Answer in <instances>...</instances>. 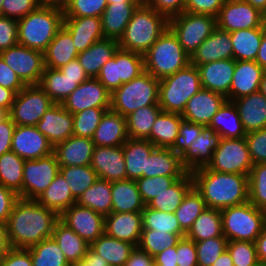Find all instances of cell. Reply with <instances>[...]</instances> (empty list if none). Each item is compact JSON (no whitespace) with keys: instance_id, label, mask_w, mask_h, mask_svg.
<instances>
[{"instance_id":"cell-1","label":"cell","mask_w":266,"mask_h":266,"mask_svg":"<svg viewBox=\"0 0 266 266\" xmlns=\"http://www.w3.org/2000/svg\"><path fill=\"white\" fill-rule=\"evenodd\" d=\"M59 215L36 200L19 198L7 220L11 248H29L52 237Z\"/></svg>"},{"instance_id":"cell-2","label":"cell","mask_w":266,"mask_h":266,"mask_svg":"<svg viewBox=\"0 0 266 266\" xmlns=\"http://www.w3.org/2000/svg\"><path fill=\"white\" fill-rule=\"evenodd\" d=\"M194 187L207 208L224 209L248 202V175L212 171L201 167L191 172Z\"/></svg>"},{"instance_id":"cell-3","label":"cell","mask_w":266,"mask_h":266,"mask_svg":"<svg viewBox=\"0 0 266 266\" xmlns=\"http://www.w3.org/2000/svg\"><path fill=\"white\" fill-rule=\"evenodd\" d=\"M168 28V19L148 5H138L123 35L119 48L144 55Z\"/></svg>"},{"instance_id":"cell-4","label":"cell","mask_w":266,"mask_h":266,"mask_svg":"<svg viewBox=\"0 0 266 266\" xmlns=\"http://www.w3.org/2000/svg\"><path fill=\"white\" fill-rule=\"evenodd\" d=\"M63 9L42 6L17 20L18 44L44 52L63 26Z\"/></svg>"},{"instance_id":"cell-5","label":"cell","mask_w":266,"mask_h":266,"mask_svg":"<svg viewBox=\"0 0 266 266\" xmlns=\"http://www.w3.org/2000/svg\"><path fill=\"white\" fill-rule=\"evenodd\" d=\"M189 64L190 56L169 28L144 54L145 71L159 80L173 75Z\"/></svg>"},{"instance_id":"cell-6","label":"cell","mask_w":266,"mask_h":266,"mask_svg":"<svg viewBox=\"0 0 266 266\" xmlns=\"http://www.w3.org/2000/svg\"><path fill=\"white\" fill-rule=\"evenodd\" d=\"M201 88L198 67L189 64L160 80L158 104L164 112L182 114L187 101Z\"/></svg>"},{"instance_id":"cell-7","label":"cell","mask_w":266,"mask_h":266,"mask_svg":"<svg viewBox=\"0 0 266 266\" xmlns=\"http://www.w3.org/2000/svg\"><path fill=\"white\" fill-rule=\"evenodd\" d=\"M159 84V79L143 72L111 93L110 109L126 117L141 107L159 105Z\"/></svg>"},{"instance_id":"cell-8","label":"cell","mask_w":266,"mask_h":266,"mask_svg":"<svg viewBox=\"0 0 266 266\" xmlns=\"http://www.w3.org/2000/svg\"><path fill=\"white\" fill-rule=\"evenodd\" d=\"M222 231L227 241L255 242L266 225V211L249 201L221 209Z\"/></svg>"},{"instance_id":"cell-9","label":"cell","mask_w":266,"mask_h":266,"mask_svg":"<svg viewBox=\"0 0 266 266\" xmlns=\"http://www.w3.org/2000/svg\"><path fill=\"white\" fill-rule=\"evenodd\" d=\"M168 28L191 57L216 28V17L183 12L168 20Z\"/></svg>"},{"instance_id":"cell-10","label":"cell","mask_w":266,"mask_h":266,"mask_svg":"<svg viewBox=\"0 0 266 266\" xmlns=\"http://www.w3.org/2000/svg\"><path fill=\"white\" fill-rule=\"evenodd\" d=\"M145 72L144 55L118 48L114 56L101 68L96 77L112 93L123 83Z\"/></svg>"},{"instance_id":"cell-11","label":"cell","mask_w":266,"mask_h":266,"mask_svg":"<svg viewBox=\"0 0 266 266\" xmlns=\"http://www.w3.org/2000/svg\"><path fill=\"white\" fill-rule=\"evenodd\" d=\"M248 144L243 138H221L207 169L222 173L248 175L253 167Z\"/></svg>"},{"instance_id":"cell-12","label":"cell","mask_w":266,"mask_h":266,"mask_svg":"<svg viewBox=\"0 0 266 266\" xmlns=\"http://www.w3.org/2000/svg\"><path fill=\"white\" fill-rule=\"evenodd\" d=\"M54 104L39 85H26L16 94L8 115L15 125L36 126Z\"/></svg>"},{"instance_id":"cell-13","label":"cell","mask_w":266,"mask_h":266,"mask_svg":"<svg viewBox=\"0 0 266 266\" xmlns=\"http://www.w3.org/2000/svg\"><path fill=\"white\" fill-rule=\"evenodd\" d=\"M59 163L53 153L34 160H25L22 199L36 200L59 173Z\"/></svg>"},{"instance_id":"cell-14","label":"cell","mask_w":266,"mask_h":266,"mask_svg":"<svg viewBox=\"0 0 266 266\" xmlns=\"http://www.w3.org/2000/svg\"><path fill=\"white\" fill-rule=\"evenodd\" d=\"M0 56L26 85H39L45 69L44 52L17 44Z\"/></svg>"},{"instance_id":"cell-15","label":"cell","mask_w":266,"mask_h":266,"mask_svg":"<svg viewBox=\"0 0 266 266\" xmlns=\"http://www.w3.org/2000/svg\"><path fill=\"white\" fill-rule=\"evenodd\" d=\"M264 25V13L244 0H226L216 16V27L232 32Z\"/></svg>"},{"instance_id":"cell-16","label":"cell","mask_w":266,"mask_h":266,"mask_svg":"<svg viewBox=\"0 0 266 266\" xmlns=\"http://www.w3.org/2000/svg\"><path fill=\"white\" fill-rule=\"evenodd\" d=\"M62 106L71 114L88 108H110L111 93L97 78H89L62 102Z\"/></svg>"},{"instance_id":"cell-17","label":"cell","mask_w":266,"mask_h":266,"mask_svg":"<svg viewBox=\"0 0 266 266\" xmlns=\"http://www.w3.org/2000/svg\"><path fill=\"white\" fill-rule=\"evenodd\" d=\"M59 219L89 244L104 234L105 217L88 207L75 203Z\"/></svg>"},{"instance_id":"cell-18","label":"cell","mask_w":266,"mask_h":266,"mask_svg":"<svg viewBox=\"0 0 266 266\" xmlns=\"http://www.w3.org/2000/svg\"><path fill=\"white\" fill-rule=\"evenodd\" d=\"M53 146L36 126L16 125L11 151L24 160H34L53 153Z\"/></svg>"},{"instance_id":"cell-19","label":"cell","mask_w":266,"mask_h":266,"mask_svg":"<svg viewBox=\"0 0 266 266\" xmlns=\"http://www.w3.org/2000/svg\"><path fill=\"white\" fill-rule=\"evenodd\" d=\"M73 116L62 104L52 105L36 124L53 148L73 136Z\"/></svg>"},{"instance_id":"cell-20","label":"cell","mask_w":266,"mask_h":266,"mask_svg":"<svg viewBox=\"0 0 266 266\" xmlns=\"http://www.w3.org/2000/svg\"><path fill=\"white\" fill-rule=\"evenodd\" d=\"M90 166L99 179L108 182L127 180L125 158L122 146L94 148Z\"/></svg>"},{"instance_id":"cell-21","label":"cell","mask_w":266,"mask_h":266,"mask_svg":"<svg viewBox=\"0 0 266 266\" xmlns=\"http://www.w3.org/2000/svg\"><path fill=\"white\" fill-rule=\"evenodd\" d=\"M226 100L220 93L201 88L187 101L181 116L193 123L209 126L213 116Z\"/></svg>"},{"instance_id":"cell-22","label":"cell","mask_w":266,"mask_h":266,"mask_svg":"<svg viewBox=\"0 0 266 266\" xmlns=\"http://www.w3.org/2000/svg\"><path fill=\"white\" fill-rule=\"evenodd\" d=\"M220 140L221 136L214 129L205 126L196 141L180 156L182 166L187 172L206 167Z\"/></svg>"},{"instance_id":"cell-23","label":"cell","mask_w":266,"mask_h":266,"mask_svg":"<svg viewBox=\"0 0 266 266\" xmlns=\"http://www.w3.org/2000/svg\"><path fill=\"white\" fill-rule=\"evenodd\" d=\"M143 230L141 212H111L105 216L104 233L138 246Z\"/></svg>"},{"instance_id":"cell-24","label":"cell","mask_w":266,"mask_h":266,"mask_svg":"<svg viewBox=\"0 0 266 266\" xmlns=\"http://www.w3.org/2000/svg\"><path fill=\"white\" fill-rule=\"evenodd\" d=\"M265 70L256 61H235L234 74L226 99L233 101L258 92Z\"/></svg>"},{"instance_id":"cell-25","label":"cell","mask_w":266,"mask_h":266,"mask_svg":"<svg viewBox=\"0 0 266 266\" xmlns=\"http://www.w3.org/2000/svg\"><path fill=\"white\" fill-rule=\"evenodd\" d=\"M233 59L230 32L216 27L190 57V64L204 65L216 60Z\"/></svg>"},{"instance_id":"cell-26","label":"cell","mask_w":266,"mask_h":266,"mask_svg":"<svg viewBox=\"0 0 266 266\" xmlns=\"http://www.w3.org/2000/svg\"><path fill=\"white\" fill-rule=\"evenodd\" d=\"M63 26L70 32L78 53L104 38L101 17H64Z\"/></svg>"},{"instance_id":"cell-27","label":"cell","mask_w":266,"mask_h":266,"mask_svg":"<svg viewBox=\"0 0 266 266\" xmlns=\"http://www.w3.org/2000/svg\"><path fill=\"white\" fill-rule=\"evenodd\" d=\"M235 60H216L204 65H199L201 86L224 95L229 94L234 74Z\"/></svg>"},{"instance_id":"cell-28","label":"cell","mask_w":266,"mask_h":266,"mask_svg":"<svg viewBox=\"0 0 266 266\" xmlns=\"http://www.w3.org/2000/svg\"><path fill=\"white\" fill-rule=\"evenodd\" d=\"M95 145L91 138L71 136L57 144L53 152L60 167L86 166L91 164Z\"/></svg>"},{"instance_id":"cell-29","label":"cell","mask_w":266,"mask_h":266,"mask_svg":"<svg viewBox=\"0 0 266 266\" xmlns=\"http://www.w3.org/2000/svg\"><path fill=\"white\" fill-rule=\"evenodd\" d=\"M128 138L126 117L109 109L101 117L91 139L95 147H115L122 146Z\"/></svg>"},{"instance_id":"cell-30","label":"cell","mask_w":266,"mask_h":266,"mask_svg":"<svg viewBox=\"0 0 266 266\" xmlns=\"http://www.w3.org/2000/svg\"><path fill=\"white\" fill-rule=\"evenodd\" d=\"M246 133L266 128V96L260 91L233 100Z\"/></svg>"},{"instance_id":"cell-31","label":"cell","mask_w":266,"mask_h":266,"mask_svg":"<svg viewBox=\"0 0 266 266\" xmlns=\"http://www.w3.org/2000/svg\"><path fill=\"white\" fill-rule=\"evenodd\" d=\"M118 48V40L103 38L80 52L77 59L88 77L96 78L102 66L114 56Z\"/></svg>"},{"instance_id":"cell-32","label":"cell","mask_w":266,"mask_h":266,"mask_svg":"<svg viewBox=\"0 0 266 266\" xmlns=\"http://www.w3.org/2000/svg\"><path fill=\"white\" fill-rule=\"evenodd\" d=\"M137 6L135 2L108 3L101 16L104 38L119 40Z\"/></svg>"},{"instance_id":"cell-33","label":"cell","mask_w":266,"mask_h":266,"mask_svg":"<svg viewBox=\"0 0 266 266\" xmlns=\"http://www.w3.org/2000/svg\"><path fill=\"white\" fill-rule=\"evenodd\" d=\"M156 148L148 140L130 139L122 145L125 158L127 179L136 180L146 177L147 160L151 152Z\"/></svg>"},{"instance_id":"cell-34","label":"cell","mask_w":266,"mask_h":266,"mask_svg":"<svg viewBox=\"0 0 266 266\" xmlns=\"http://www.w3.org/2000/svg\"><path fill=\"white\" fill-rule=\"evenodd\" d=\"M52 238L57 242L67 261L76 266L84 260L90 244L64 224L60 219L55 223Z\"/></svg>"},{"instance_id":"cell-35","label":"cell","mask_w":266,"mask_h":266,"mask_svg":"<svg viewBox=\"0 0 266 266\" xmlns=\"http://www.w3.org/2000/svg\"><path fill=\"white\" fill-rule=\"evenodd\" d=\"M78 54L70 32L62 26L44 51L45 67L59 69L76 59Z\"/></svg>"},{"instance_id":"cell-36","label":"cell","mask_w":266,"mask_h":266,"mask_svg":"<svg viewBox=\"0 0 266 266\" xmlns=\"http://www.w3.org/2000/svg\"><path fill=\"white\" fill-rule=\"evenodd\" d=\"M112 210L114 213L142 212L143 203L135 180L111 182Z\"/></svg>"},{"instance_id":"cell-37","label":"cell","mask_w":266,"mask_h":266,"mask_svg":"<svg viewBox=\"0 0 266 266\" xmlns=\"http://www.w3.org/2000/svg\"><path fill=\"white\" fill-rule=\"evenodd\" d=\"M186 172L180 156L170 148L156 147L147 160L146 177L183 176Z\"/></svg>"},{"instance_id":"cell-38","label":"cell","mask_w":266,"mask_h":266,"mask_svg":"<svg viewBox=\"0 0 266 266\" xmlns=\"http://www.w3.org/2000/svg\"><path fill=\"white\" fill-rule=\"evenodd\" d=\"M208 127L214 129L221 138L235 139L246 136L237 107L229 100L219 108Z\"/></svg>"},{"instance_id":"cell-39","label":"cell","mask_w":266,"mask_h":266,"mask_svg":"<svg viewBox=\"0 0 266 266\" xmlns=\"http://www.w3.org/2000/svg\"><path fill=\"white\" fill-rule=\"evenodd\" d=\"M266 27L235 30L230 32L235 61H255L261 44L263 31Z\"/></svg>"},{"instance_id":"cell-40","label":"cell","mask_w":266,"mask_h":266,"mask_svg":"<svg viewBox=\"0 0 266 266\" xmlns=\"http://www.w3.org/2000/svg\"><path fill=\"white\" fill-rule=\"evenodd\" d=\"M134 248L133 244L113 238L106 233L90 244V249L102 256L108 266H124Z\"/></svg>"},{"instance_id":"cell-41","label":"cell","mask_w":266,"mask_h":266,"mask_svg":"<svg viewBox=\"0 0 266 266\" xmlns=\"http://www.w3.org/2000/svg\"><path fill=\"white\" fill-rule=\"evenodd\" d=\"M194 186L191 172H186L167 190L154 197L147 206L163 212L175 213L187 192Z\"/></svg>"},{"instance_id":"cell-42","label":"cell","mask_w":266,"mask_h":266,"mask_svg":"<svg viewBox=\"0 0 266 266\" xmlns=\"http://www.w3.org/2000/svg\"><path fill=\"white\" fill-rule=\"evenodd\" d=\"M182 119L181 114L162 111L156 118L146 140L157 148H171L179 134Z\"/></svg>"},{"instance_id":"cell-43","label":"cell","mask_w":266,"mask_h":266,"mask_svg":"<svg viewBox=\"0 0 266 266\" xmlns=\"http://www.w3.org/2000/svg\"><path fill=\"white\" fill-rule=\"evenodd\" d=\"M36 201L54 210L59 216L76 203L68 183L60 172Z\"/></svg>"},{"instance_id":"cell-44","label":"cell","mask_w":266,"mask_h":266,"mask_svg":"<svg viewBox=\"0 0 266 266\" xmlns=\"http://www.w3.org/2000/svg\"><path fill=\"white\" fill-rule=\"evenodd\" d=\"M78 85V79L67 77L59 69L46 67L39 83V86L56 104H62Z\"/></svg>"},{"instance_id":"cell-45","label":"cell","mask_w":266,"mask_h":266,"mask_svg":"<svg viewBox=\"0 0 266 266\" xmlns=\"http://www.w3.org/2000/svg\"><path fill=\"white\" fill-rule=\"evenodd\" d=\"M76 204L88 207L104 217L109 215L112 210L111 182L98 178L78 197Z\"/></svg>"},{"instance_id":"cell-46","label":"cell","mask_w":266,"mask_h":266,"mask_svg":"<svg viewBox=\"0 0 266 266\" xmlns=\"http://www.w3.org/2000/svg\"><path fill=\"white\" fill-rule=\"evenodd\" d=\"M224 236L222 231L221 211L206 208L193 222L186 237L194 242L204 241L209 238Z\"/></svg>"},{"instance_id":"cell-47","label":"cell","mask_w":266,"mask_h":266,"mask_svg":"<svg viewBox=\"0 0 266 266\" xmlns=\"http://www.w3.org/2000/svg\"><path fill=\"white\" fill-rule=\"evenodd\" d=\"M159 105L144 106L126 116L127 134L130 139L146 140L158 115Z\"/></svg>"},{"instance_id":"cell-48","label":"cell","mask_w":266,"mask_h":266,"mask_svg":"<svg viewBox=\"0 0 266 266\" xmlns=\"http://www.w3.org/2000/svg\"><path fill=\"white\" fill-rule=\"evenodd\" d=\"M25 160L13 151L0 156V184L22 198L23 168Z\"/></svg>"},{"instance_id":"cell-49","label":"cell","mask_w":266,"mask_h":266,"mask_svg":"<svg viewBox=\"0 0 266 266\" xmlns=\"http://www.w3.org/2000/svg\"><path fill=\"white\" fill-rule=\"evenodd\" d=\"M26 249L30 252L33 266H72L52 237Z\"/></svg>"},{"instance_id":"cell-50","label":"cell","mask_w":266,"mask_h":266,"mask_svg":"<svg viewBox=\"0 0 266 266\" xmlns=\"http://www.w3.org/2000/svg\"><path fill=\"white\" fill-rule=\"evenodd\" d=\"M141 213L143 229L178 234L181 238L186 237V233L181 229L175 213L159 211L149 208L147 205Z\"/></svg>"},{"instance_id":"cell-51","label":"cell","mask_w":266,"mask_h":266,"mask_svg":"<svg viewBox=\"0 0 266 266\" xmlns=\"http://www.w3.org/2000/svg\"><path fill=\"white\" fill-rule=\"evenodd\" d=\"M207 208L201 193L193 186L184 197L175 215L181 229L187 234L195 219Z\"/></svg>"},{"instance_id":"cell-52","label":"cell","mask_w":266,"mask_h":266,"mask_svg":"<svg viewBox=\"0 0 266 266\" xmlns=\"http://www.w3.org/2000/svg\"><path fill=\"white\" fill-rule=\"evenodd\" d=\"M59 172L68 183L75 200L98 179L97 173L90 165L64 166L59 168Z\"/></svg>"},{"instance_id":"cell-53","label":"cell","mask_w":266,"mask_h":266,"mask_svg":"<svg viewBox=\"0 0 266 266\" xmlns=\"http://www.w3.org/2000/svg\"><path fill=\"white\" fill-rule=\"evenodd\" d=\"M180 239L181 237L178 234L143 229L138 247L154 257L163 250L176 246Z\"/></svg>"},{"instance_id":"cell-54","label":"cell","mask_w":266,"mask_h":266,"mask_svg":"<svg viewBox=\"0 0 266 266\" xmlns=\"http://www.w3.org/2000/svg\"><path fill=\"white\" fill-rule=\"evenodd\" d=\"M248 201L266 211V163L254 164L248 176Z\"/></svg>"},{"instance_id":"cell-55","label":"cell","mask_w":266,"mask_h":266,"mask_svg":"<svg viewBox=\"0 0 266 266\" xmlns=\"http://www.w3.org/2000/svg\"><path fill=\"white\" fill-rule=\"evenodd\" d=\"M110 108H88L73 116V135L78 137L92 138L96 128L98 127L101 117L106 110Z\"/></svg>"},{"instance_id":"cell-56","label":"cell","mask_w":266,"mask_h":266,"mask_svg":"<svg viewBox=\"0 0 266 266\" xmlns=\"http://www.w3.org/2000/svg\"><path fill=\"white\" fill-rule=\"evenodd\" d=\"M182 176H156L141 177L136 179L141 199L147 205L154 197L158 196L172 186Z\"/></svg>"},{"instance_id":"cell-57","label":"cell","mask_w":266,"mask_h":266,"mask_svg":"<svg viewBox=\"0 0 266 266\" xmlns=\"http://www.w3.org/2000/svg\"><path fill=\"white\" fill-rule=\"evenodd\" d=\"M227 238L218 236L195 242L198 266H212L227 248Z\"/></svg>"},{"instance_id":"cell-58","label":"cell","mask_w":266,"mask_h":266,"mask_svg":"<svg viewBox=\"0 0 266 266\" xmlns=\"http://www.w3.org/2000/svg\"><path fill=\"white\" fill-rule=\"evenodd\" d=\"M107 0H68L63 8L64 17H101Z\"/></svg>"},{"instance_id":"cell-59","label":"cell","mask_w":266,"mask_h":266,"mask_svg":"<svg viewBox=\"0 0 266 266\" xmlns=\"http://www.w3.org/2000/svg\"><path fill=\"white\" fill-rule=\"evenodd\" d=\"M226 250L230 253L234 266H256L259 263L255 242L228 241Z\"/></svg>"},{"instance_id":"cell-60","label":"cell","mask_w":266,"mask_h":266,"mask_svg":"<svg viewBox=\"0 0 266 266\" xmlns=\"http://www.w3.org/2000/svg\"><path fill=\"white\" fill-rule=\"evenodd\" d=\"M204 127L203 125L182 119L179 126V134L170 149L181 156L196 141Z\"/></svg>"},{"instance_id":"cell-61","label":"cell","mask_w":266,"mask_h":266,"mask_svg":"<svg viewBox=\"0 0 266 266\" xmlns=\"http://www.w3.org/2000/svg\"><path fill=\"white\" fill-rule=\"evenodd\" d=\"M245 139L253 164L266 163V128L246 133Z\"/></svg>"},{"instance_id":"cell-62","label":"cell","mask_w":266,"mask_h":266,"mask_svg":"<svg viewBox=\"0 0 266 266\" xmlns=\"http://www.w3.org/2000/svg\"><path fill=\"white\" fill-rule=\"evenodd\" d=\"M39 6V0H3L2 16L19 20Z\"/></svg>"},{"instance_id":"cell-63","label":"cell","mask_w":266,"mask_h":266,"mask_svg":"<svg viewBox=\"0 0 266 266\" xmlns=\"http://www.w3.org/2000/svg\"><path fill=\"white\" fill-rule=\"evenodd\" d=\"M17 30L16 19L0 16V52L18 44Z\"/></svg>"},{"instance_id":"cell-64","label":"cell","mask_w":266,"mask_h":266,"mask_svg":"<svg viewBox=\"0 0 266 266\" xmlns=\"http://www.w3.org/2000/svg\"><path fill=\"white\" fill-rule=\"evenodd\" d=\"M226 0H185L184 12L216 17Z\"/></svg>"},{"instance_id":"cell-65","label":"cell","mask_w":266,"mask_h":266,"mask_svg":"<svg viewBox=\"0 0 266 266\" xmlns=\"http://www.w3.org/2000/svg\"><path fill=\"white\" fill-rule=\"evenodd\" d=\"M176 257L178 266H198L195 242L181 238L176 245Z\"/></svg>"},{"instance_id":"cell-66","label":"cell","mask_w":266,"mask_h":266,"mask_svg":"<svg viewBox=\"0 0 266 266\" xmlns=\"http://www.w3.org/2000/svg\"><path fill=\"white\" fill-rule=\"evenodd\" d=\"M147 5L169 20L184 12L185 0H149Z\"/></svg>"},{"instance_id":"cell-67","label":"cell","mask_w":266,"mask_h":266,"mask_svg":"<svg viewBox=\"0 0 266 266\" xmlns=\"http://www.w3.org/2000/svg\"><path fill=\"white\" fill-rule=\"evenodd\" d=\"M0 86L9 88L16 94L26 86V84L20 79V77L5 63L1 56Z\"/></svg>"},{"instance_id":"cell-68","label":"cell","mask_w":266,"mask_h":266,"mask_svg":"<svg viewBox=\"0 0 266 266\" xmlns=\"http://www.w3.org/2000/svg\"><path fill=\"white\" fill-rule=\"evenodd\" d=\"M0 266H33L30 252L24 248H11L0 260Z\"/></svg>"},{"instance_id":"cell-69","label":"cell","mask_w":266,"mask_h":266,"mask_svg":"<svg viewBox=\"0 0 266 266\" xmlns=\"http://www.w3.org/2000/svg\"><path fill=\"white\" fill-rule=\"evenodd\" d=\"M18 199L19 196L14 191L0 184V221L7 222Z\"/></svg>"},{"instance_id":"cell-70","label":"cell","mask_w":266,"mask_h":266,"mask_svg":"<svg viewBox=\"0 0 266 266\" xmlns=\"http://www.w3.org/2000/svg\"><path fill=\"white\" fill-rule=\"evenodd\" d=\"M15 127L16 125L12 122L9 115L0 121V156L11 151V143Z\"/></svg>"},{"instance_id":"cell-71","label":"cell","mask_w":266,"mask_h":266,"mask_svg":"<svg viewBox=\"0 0 266 266\" xmlns=\"http://www.w3.org/2000/svg\"><path fill=\"white\" fill-rule=\"evenodd\" d=\"M124 266H154V257L137 246L131 251Z\"/></svg>"},{"instance_id":"cell-72","label":"cell","mask_w":266,"mask_h":266,"mask_svg":"<svg viewBox=\"0 0 266 266\" xmlns=\"http://www.w3.org/2000/svg\"><path fill=\"white\" fill-rule=\"evenodd\" d=\"M59 70L71 79H78L79 84L89 79L88 75L85 73L84 68L80 65L77 58L72 60L65 66L59 68Z\"/></svg>"},{"instance_id":"cell-73","label":"cell","mask_w":266,"mask_h":266,"mask_svg":"<svg viewBox=\"0 0 266 266\" xmlns=\"http://www.w3.org/2000/svg\"><path fill=\"white\" fill-rule=\"evenodd\" d=\"M176 246H171L154 256V264L178 265Z\"/></svg>"},{"instance_id":"cell-74","label":"cell","mask_w":266,"mask_h":266,"mask_svg":"<svg viewBox=\"0 0 266 266\" xmlns=\"http://www.w3.org/2000/svg\"><path fill=\"white\" fill-rule=\"evenodd\" d=\"M15 96L16 93L13 90L0 86V108L9 113Z\"/></svg>"},{"instance_id":"cell-75","label":"cell","mask_w":266,"mask_h":266,"mask_svg":"<svg viewBox=\"0 0 266 266\" xmlns=\"http://www.w3.org/2000/svg\"><path fill=\"white\" fill-rule=\"evenodd\" d=\"M76 266H108V264L102 256L96 254L89 248L84 260Z\"/></svg>"},{"instance_id":"cell-76","label":"cell","mask_w":266,"mask_h":266,"mask_svg":"<svg viewBox=\"0 0 266 266\" xmlns=\"http://www.w3.org/2000/svg\"><path fill=\"white\" fill-rule=\"evenodd\" d=\"M255 245L259 263L266 264V225L264 226L261 234L255 240Z\"/></svg>"},{"instance_id":"cell-77","label":"cell","mask_w":266,"mask_h":266,"mask_svg":"<svg viewBox=\"0 0 266 266\" xmlns=\"http://www.w3.org/2000/svg\"><path fill=\"white\" fill-rule=\"evenodd\" d=\"M11 249L7 236V223L0 221V260L4 258Z\"/></svg>"},{"instance_id":"cell-78","label":"cell","mask_w":266,"mask_h":266,"mask_svg":"<svg viewBox=\"0 0 266 266\" xmlns=\"http://www.w3.org/2000/svg\"><path fill=\"white\" fill-rule=\"evenodd\" d=\"M255 61L266 71V28L263 31L261 44Z\"/></svg>"},{"instance_id":"cell-79","label":"cell","mask_w":266,"mask_h":266,"mask_svg":"<svg viewBox=\"0 0 266 266\" xmlns=\"http://www.w3.org/2000/svg\"><path fill=\"white\" fill-rule=\"evenodd\" d=\"M212 266H234L230 253L225 250Z\"/></svg>"},{"instance_id":"cell-80","label":"cell","mask_w":266,"mask_h":266,"mask_svg":"<svg viewBox=\"0 0 266 266\" xmlns=\"http://www.w3.org/2000/svg\"><path fill=\"white\" fill-rule=\"evenodd\" d=\"M39 2L42 6L58 7L63 9L68 0H39Z\"/></svg>"}]
</instances>
